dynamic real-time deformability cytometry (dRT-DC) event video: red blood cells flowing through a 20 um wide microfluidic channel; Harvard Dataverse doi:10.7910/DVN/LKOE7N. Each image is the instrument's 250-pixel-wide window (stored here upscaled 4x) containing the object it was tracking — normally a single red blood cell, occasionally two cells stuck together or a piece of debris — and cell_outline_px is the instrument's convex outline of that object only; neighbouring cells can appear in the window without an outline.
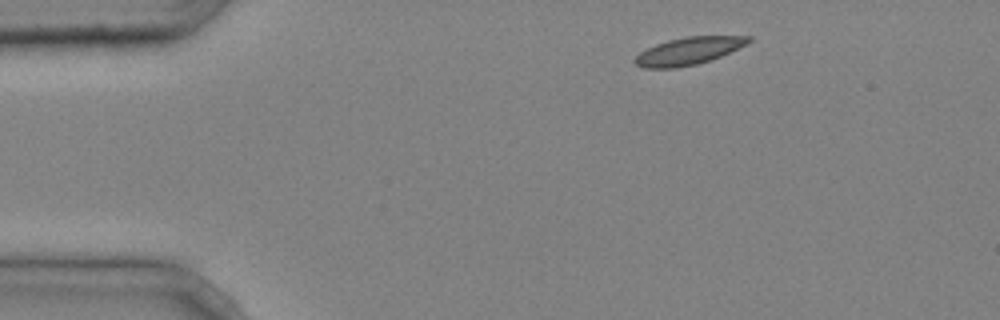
{"species": "common noctule bat (a hibernating species)", "species_latin": "Nyctalus noctula", "temperature_condition": "cold", "stored_images_in_passage": 4, "camera_frame_rate_fps": 3000, "um_per_image_px": 0.085, "animal": {"sex": "male", "body_mass_g": 20.4}, "frame": {"image": 1, "passage_image": 1, "time_ms": 0.0, "image_size_px": [1000, 320], "cell_outline_px": [[752, 40], [720, 56], [696, 64], [676, 68], [644, 68], [636, 64], [632, 60], [640, 52], [656, 44], [668, 40], [688, 36], [752, 36]], "centroid_in_image_um": [58.47, 4.33], "position_along_channel_um": 26.5, "area_um2": 17.8}}
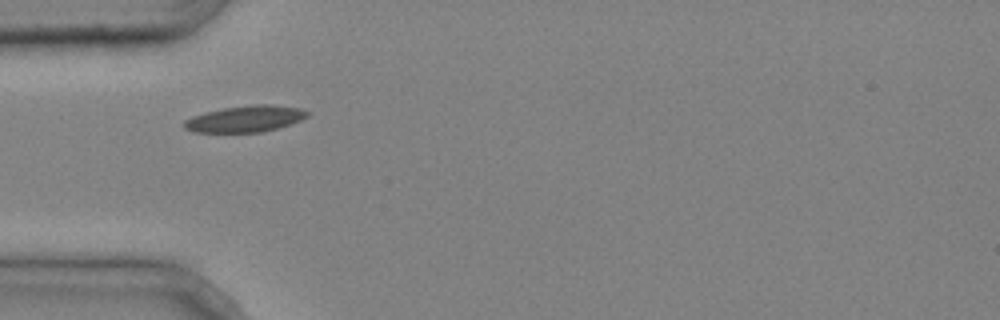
{"frame": {"image": 2, "passage_image": 3, "time_ms": 0.667, "image_size_px": [1000, 320], "cell_outline_px": [[312, 112], [308, 116], [300, 120], [276, 128], [260, 132], [192, 132], [184, 128], [180, 124], [184, 120], [192, 116], [204, 112], [224, 108], [256, 104], [268, 104], [300, 108]], "centroid_in_image_um": [20.8, 10.1], "position_along_channel_um": 64.2, "area_um2": 18.96}}